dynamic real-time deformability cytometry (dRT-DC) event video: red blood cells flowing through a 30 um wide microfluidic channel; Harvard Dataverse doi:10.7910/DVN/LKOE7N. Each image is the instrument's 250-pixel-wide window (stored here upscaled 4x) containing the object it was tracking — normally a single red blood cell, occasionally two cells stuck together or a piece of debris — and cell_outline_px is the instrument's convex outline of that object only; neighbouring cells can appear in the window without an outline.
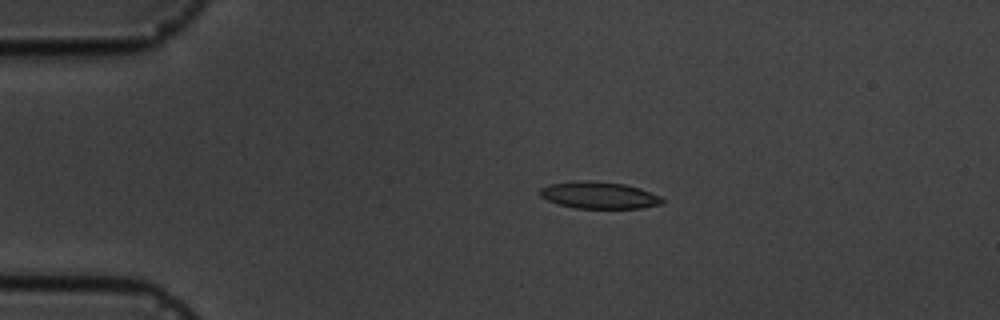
{"species": "common noctule bat (a hibernating species)", "species_latin": "Nyctalus noctula", "temperature_condition": "cold", "stored_images_in_passage": 6, "camera_frame_rate_fps": 3000, "um_per_image_px": 0.085, "animal": {"sex": "male", "body_mass_g": 19.5, "forearm_length_mm": 54.6}, "frame": {"image": 1, "passage_image": 4, "time_ms": 3.333, "image_size_px": [1000, 320], "cell_outline_px": [[664, 204], [640, 208], [576, 208], [560, 204], [548, 200], [540, 196], [540, 188], [548, 184], [580, 180], [588, 180], [624, 184], [640, 188], [660, 196], [664, 200]], "centroid_in_image_um": [50.93, 16.59], "position_along_channel_um": 34.1, "area_um2": 19.13}}
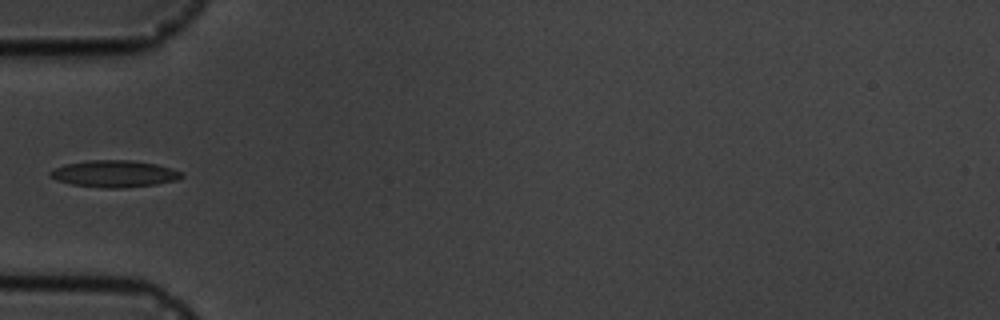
{"frame": {"image": 2, "passage_image": 6, "time_ms": 5.667, "image_size_px": [1000, 320], "cell_outline_px": [[184, 176], [176, 180], [156, 184], [124, 188], [104, 188], [72, 184], [56, 180], [48, 176], [48, 172], [52, 168], [64, 164], [88, 160], [132, 160], [156, 164], [172, 168], [184, 172]], "centroid_in_image_um": [9.7, 14.76], "position_along_channel_um": 75.3, "area_um2": 20.81}}